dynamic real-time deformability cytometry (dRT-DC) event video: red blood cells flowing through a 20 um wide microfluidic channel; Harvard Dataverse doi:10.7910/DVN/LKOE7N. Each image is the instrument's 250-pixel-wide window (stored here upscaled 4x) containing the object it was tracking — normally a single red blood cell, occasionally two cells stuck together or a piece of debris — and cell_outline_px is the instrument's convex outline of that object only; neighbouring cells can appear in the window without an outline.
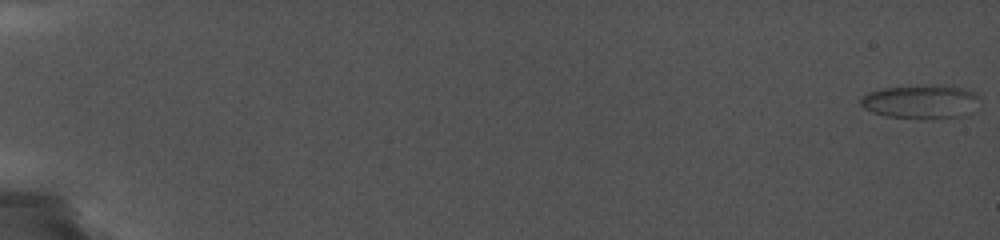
{"species": "common noctule bat (a hibernating species)", "species_latin": "Nyctalus noctula", "temperature_condition": "cold", "stored_images_in_passage": 36, "camera_frame_rate_fps": 5000, "um_per_image_px": 0.085, "animal": {"sex": "female", "body_mass_g": 19.0, "forearm_length_mm": 56.7}, "frame": {"image": 1, "passage_image": 1, "time_ms": 0.0, "image_size_px": [1000, 240], "cell_outline_px": [[980, 108], [964, 116], [924, 120], [920, 120], [884, 116], [872, 112], [864, 108], [860, 104], [860, 100], [868, 92], [884, 88], [924, 84], [944, 84], [964, 88], [976, 92], [980, 96]], "centroid_in_image_um": [78.38, 8.65], "position_along_channel_um": 6.6, "area_um2": 24.62}}
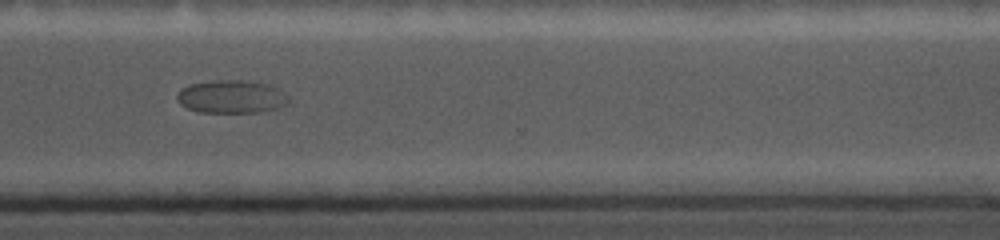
{"frame": {"image": 2, "passage_image": 31, "time_ms": 15.6, "image_size_px": [1000, 240], "cell_outline_px": [[288, 104], [280, 108], [260, 112], [200, 112], [188, 108], [180, 104], [176, 100], [176, 96], [180, 88], [188, 84], [212, 80], [256, 80], [268, 84], [284, 92], [288, 96]], "centroid_in_image_um": [19.67, 8.2], "position_along_channel_um": 350.9, "area_um2": 21.91}}
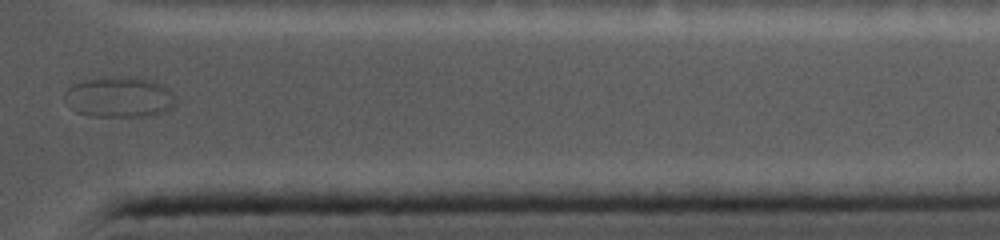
{"frame": {"image": 3, "passage_image": 33, "time_ms": 17.0, "image_size_px": [1000, 240], "cell_outline_px": [[176, 104], [172, 108], [164, 112], [152, 116], [92, 116], [76, 112], [72, 108], [64, 96], [64, 92], [72, 84], [96, 76], [132, 76], [152, 80], [168, 88], [172, 92], [176, 100]], "centroid_in_image_um": [10.16, 8.23], "position_along_channel_um": 401.2, "area_um2": 26.76}}